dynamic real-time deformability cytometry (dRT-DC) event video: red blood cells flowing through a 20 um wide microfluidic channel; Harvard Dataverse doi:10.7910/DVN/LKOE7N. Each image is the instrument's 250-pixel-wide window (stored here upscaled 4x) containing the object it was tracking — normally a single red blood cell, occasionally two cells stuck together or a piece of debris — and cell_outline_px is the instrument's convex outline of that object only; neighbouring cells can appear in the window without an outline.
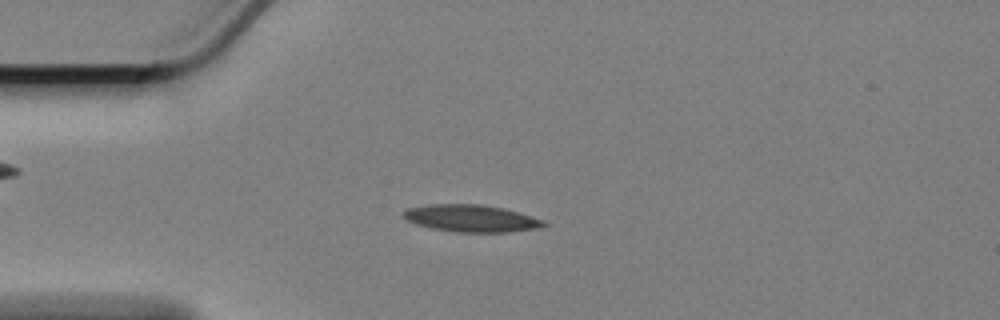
{"species": "Egyptian fruit bat (a non-hibernating species)", "species_latin": "Rousettus aegyptiacus", "temperature_condition": "cold", "stored_images_in_passage": 58, "camera_frame_rate_fps": 3000, "um_per_image_px": 0.085, "animal": {"sex": "female"}, "frame": {"image": 1, "passage_image": 14, "time_ms": 4.333, "image_size_px": [1000, 320], "cell_outline_px": [[548, 224], [536, 228], [508, 232], [456, 232], [432, 228], [416, 224], [400, 216], [400, 212], [408, 208], [432, 204], [480, 204], [504, 208], [544, 220]], "centroid_in_image_um": [40.01, 18.55], "position_along_channel_um": 45.0, "area_um2": 22.14}}
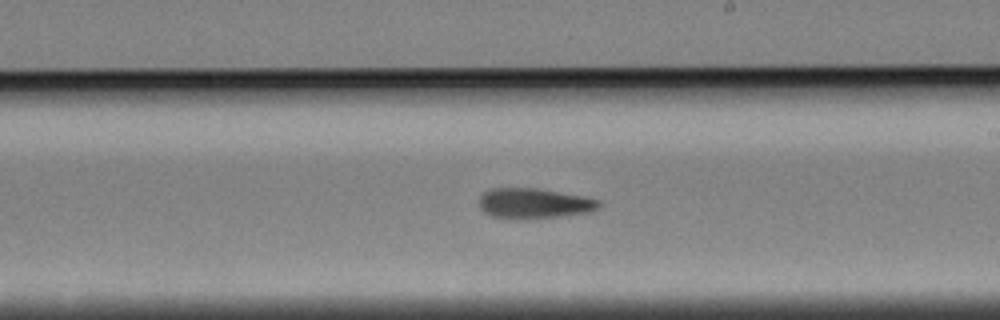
{"frame": {"image": 2, "passage_image": 33, "time_ms": 10.667, "image_size_px": [1000, 320], "cell_outline_px": [[600, 208], [592, 212], [520, 220], [516, 220], [492, 216], [484, 212], [480, 208], [480, 196], [488, 188], [536, 188], [580, 196], [600, 200]], "centroid_in_image_um": [45.36, 17.3], "position_along_channel_um": 243.6, "area_um2": 21.15}}
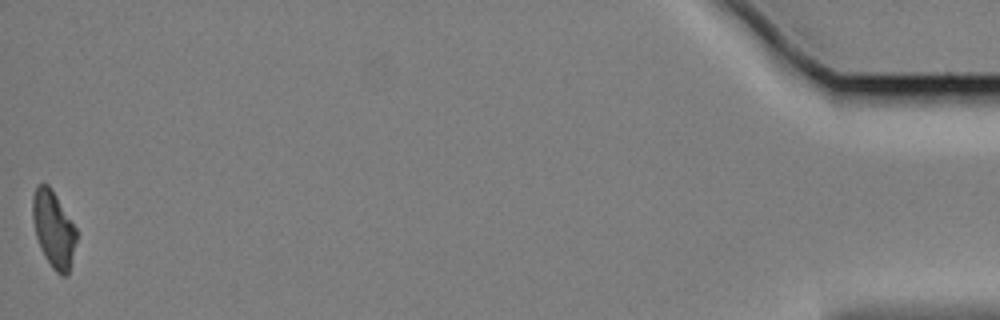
{"frame": {"image": 3, "passage_image": 58, "time_ms": 19.0, "image_size_px": [1000, 320], "cell_outline_px": [[76, 240], [68, 276], [60, 276], [52, 268], [44, 256], [40, 248], [36, 236], [32, 216], [32, 196], [36, 188], [40, 184], [48, 184], [52, 188], [76, 228]], "centroid_in_image_um": [4.54, 19.49], "position_along_channel_um": 430.7, "area_um2": 19.54}, "authors_computed_cell_mechanics": {"area_um2": 20.9236, "velocity_mm_per_s": 3.3868, "shape_relaxation_time_tau1_ms": null, "shape_relaxation_time_tau2_ms": 4.4636, "deformation_change_tau1": null, "deformation_change_tau2": 0.127}}